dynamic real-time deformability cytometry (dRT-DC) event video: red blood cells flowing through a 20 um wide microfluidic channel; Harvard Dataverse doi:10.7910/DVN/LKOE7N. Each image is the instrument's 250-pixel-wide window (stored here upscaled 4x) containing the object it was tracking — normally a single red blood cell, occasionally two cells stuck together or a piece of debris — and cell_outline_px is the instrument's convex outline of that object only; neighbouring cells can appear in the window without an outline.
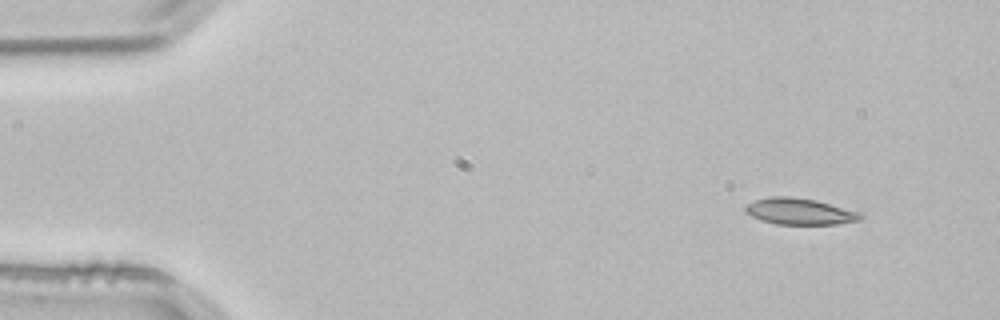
{"species": "common noctule bat (a hibernating species)", "species_latin": "Nyctalus noctula", "temperature_condition": "room temperature", "stored_images_in_passage": 3, "camera_frame_rate_fps": 3000, "um_per_image_px": 0.085, "animal": {"sex": "male", "body_mass_g": 21.5, "forearm_length_mm": 52.0}, "frame": {"image": 1, "passage_image": 1, "time_ms": 0.0, "image_size_px": [1000, 320], "cell_outline_px": [[864, 216], [860, 220], [836, 224], [776, 224], [760, 220], [744, 212], [744, 208], [748, 204], [756, 200], [772, 196], [788, 196], [816, 200], [860, 212]], "centroid_in_image_um": [67.97, 17.97], "position_along_channel_um": 17.0, "area_um2": 17.63}}
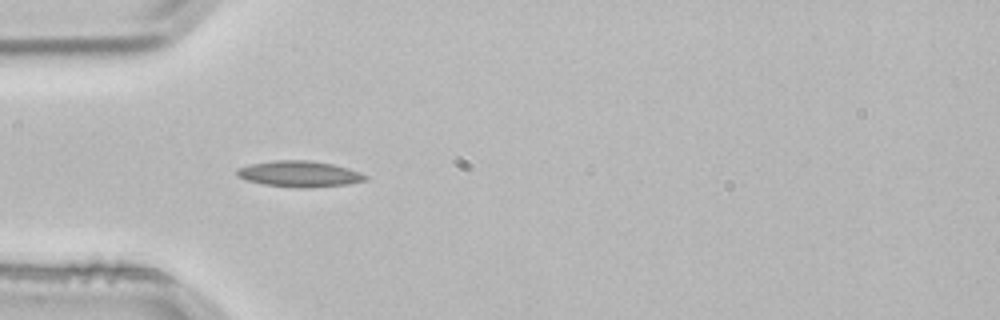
{"frame": {"image": 2, "passage_image": 3, "time_ms": 0.667, "image_size_px": [1000, 320], "cell_outline_px": [[368, 180], [348, 184], [308, 188], [292, 188], [264, 184], [248, 180], [236, 176], [236, 168], [248, 164], [272, 160], [308, 160], [332, 164], [348, 168], [360, 172], [368, 176]], "centroid_in_image_um": [25.43, 14.78], "position_along_channel_um": 59.6, "area_um2": 19.71}}